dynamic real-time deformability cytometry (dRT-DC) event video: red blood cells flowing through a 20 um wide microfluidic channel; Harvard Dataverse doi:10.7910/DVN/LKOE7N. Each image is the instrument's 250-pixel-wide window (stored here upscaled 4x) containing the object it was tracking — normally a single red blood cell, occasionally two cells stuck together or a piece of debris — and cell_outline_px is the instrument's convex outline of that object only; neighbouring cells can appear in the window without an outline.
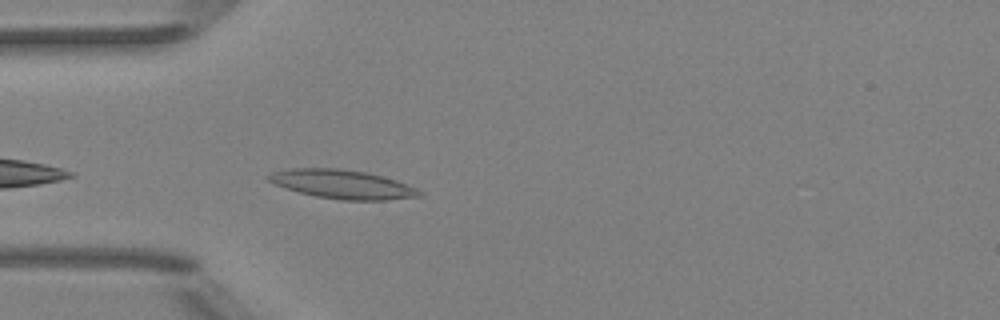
{"species": "Egyptian fruit bat (a non-hibernating species)", "species_latin": "Rousettus aegyptiacus", "temperature_condition": "room temperature", "stored_images_in_passage": 37, "camera_frame_rate_fps": 3000, "um_per_image_px": 0.085, "animal": {"sex": "female"}, "frame": {"image": 1, "passage_image": 2, "time_ms": 0.333, "image_size_px": [1000, 320], "cell_outline_px": [[424, 196], [388, 200], [340, 200], [316, 196], [300, 192], [276, 184], [268, 180], [264, 176], [272, 172], [292, 168], [336, 168], [364, 172], [396, 180], [408, 184], [424, 192]], "centroid_in_image_um": [29.15, 15.67], "position_along_channel_um": 55.9, "area_um2": 25.26}}
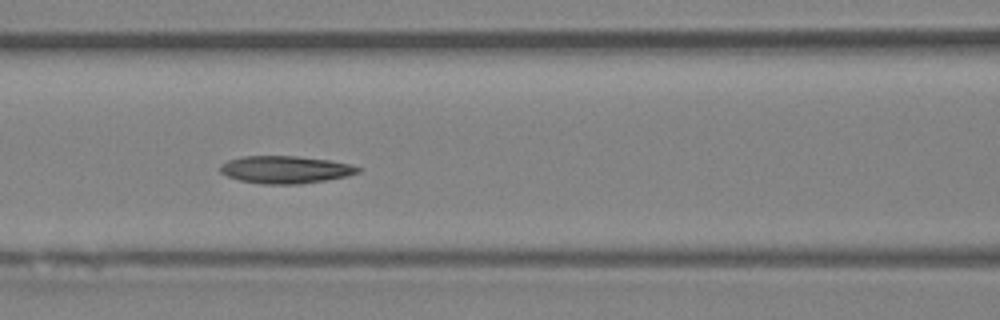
{"frame": {"image": 2, "passage_image": 9, "time_ms": 2.667, "image_size_px": [1000, 320], "cell_outline_px": [[360, 172], [348, 176], [300, 184], [264, 184], [240, 180], [228, 176], [220, 172], [220, 164], [228, 160], [244, 156], [296, 156], [328, 160], [348, 164], [360, 168]], "centroid_in_image_um": [24.24, 14.42], "position_along_channel_um": 142.4, "area_um2": 21.85}}
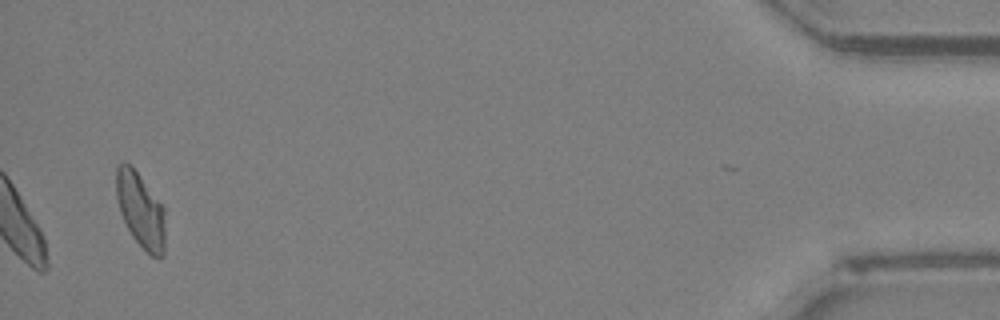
{"frame": {"image": 3, "passage_image": 37, "time_ms": 12.0, "image_size_px": [1000, 320], "cell_outline_px": [[164, 256], [160, 260], [152, 256], [132, 236], [120, 212], [116, 200], [116, 168], [124, 160], [136, 172], [164, 208]], "centroid_in_image_um": [11.94, 17.89], "position_along_channel_um": 423.3, "area_um2": 20.98}, "authors_computed_cell_mechanics": {"area_um2": 21.8484, "velocity_mm_per_s": 3.9257, "shape_relaxation_time_tau1_ms": 7.6994, "shape_relaxation_time_tau2_ms": 2.9155, "deformation_change_tau1": 0.1939, "deformation_change_tau2": 0.0919}}